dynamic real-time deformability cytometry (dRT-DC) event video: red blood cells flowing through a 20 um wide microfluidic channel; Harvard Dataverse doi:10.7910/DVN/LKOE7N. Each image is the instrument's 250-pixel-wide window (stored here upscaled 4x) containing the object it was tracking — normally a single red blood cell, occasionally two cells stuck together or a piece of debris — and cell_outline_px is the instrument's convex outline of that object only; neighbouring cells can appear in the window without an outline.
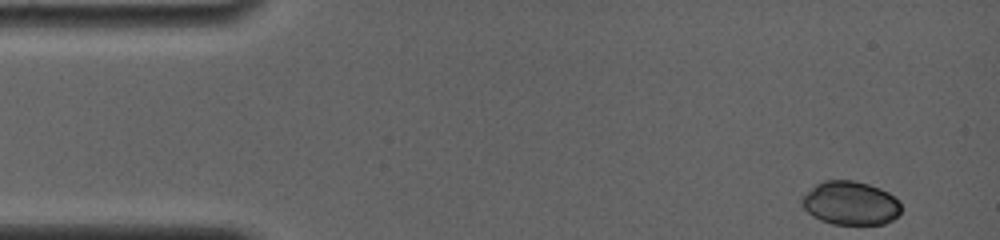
{"species": "common noctule bat (a hibernating species)", "species_latin": "Nyctalus noctula", "temperature_condition": "room temperature", "stored_images_in_passage": 18, "camera_frame_rate_fps": 4000, "um_per_image_px": 0.085, "animal": {"sex": "female", "body_mass_g": 19.0, "forearm_length_mm": 56.7}, "frame": {"image": 1, "passage_image": 1, "time_ms": 0.0, "image_size_px": [1000, 240], "cell_outline_px": [[900, 212], [892, 220], [884, 224], [832, 224], [820, 220], [812, 216], [800, 204], [800, 200], [816, 184], [824, 180], [852, 180], [868, 184], [880, 188], [888, 192], [900, 200]], "centroid_in_image_um": [72.29, 17.27], "position_along_channel_um": 12.7, "area_um2": 25.26}}
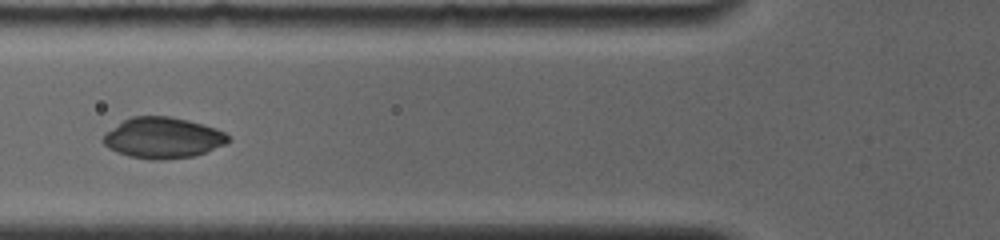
{"frame": {"image": 2, "passage_image": 13, "time_ms": 5.25, "image_size_px": [1000, 240], "cell_outline_px": [[232, 140], [224, 144], [196, 156], [164, 160], [152, 160], [128, 156], [116, 152], [108, 148], [100, 140], [112, 128], [124, 120], [132, 116], [168, 116], [188, 120], [204, 124], [216, 128], [224, 132]], "centroid_in_image_um": [13.85, 11.72], "position_along_channel_um": 112.0, "area_um2": 29.88}}
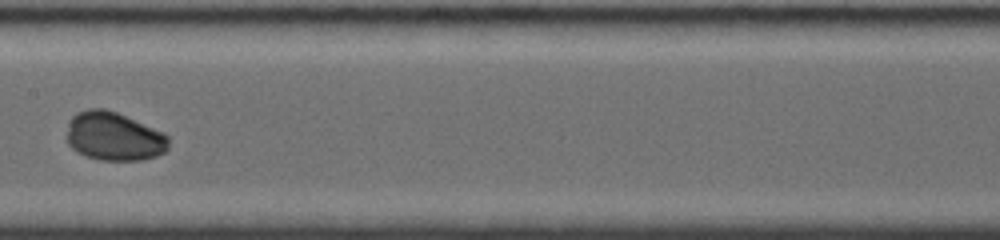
{"frame": {"image": 3, "passage_image": 18, "time_ms": 7.5, "image_size_px": [1000, 240], "cell_outline_px": [[168, 148], [164, 152], [156, 156], [144, 160], [100, 160], [76, 152], [68, 144], [68, 120], [76, 112], [88, 108], [104, 108], [116, 112], [164, 132], [168, 136]], "centroid_in_image_um": [9.68, 11.59], "position_along_channel_um": 197.7, "area_um2": 28.96}}